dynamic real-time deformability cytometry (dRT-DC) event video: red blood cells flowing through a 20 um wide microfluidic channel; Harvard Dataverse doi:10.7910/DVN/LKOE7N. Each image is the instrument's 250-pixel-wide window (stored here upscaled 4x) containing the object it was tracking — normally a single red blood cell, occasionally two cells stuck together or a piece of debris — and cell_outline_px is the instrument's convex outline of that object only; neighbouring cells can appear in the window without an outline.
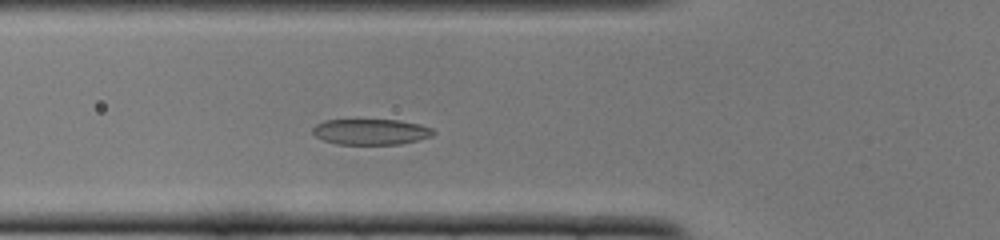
{"species": "common noctule bat (a hibernating species)", "species_latin": "Nyctalus noctula", "temperature_condition": "cold", "stored_images_in_passage": 35, "camera_frame_rate_fps": 3000, "um_per_image_px": 0.085, "animal": {"sex": "female", "body_mass_g": 22.0, "forearm_length_mm": 56.7}, "frame": {"image": 1, "passage_image": 12, "time_ms": 3.667, "image_size_px": [1000, 240], "cell_outline_px": [[436, 132], [432, 136], [400, 144], [336, 144], [324, 140], [316, 136], [312, 132], [312, 128], [316, 124], [324, 120], [400, 120], [420, 124], [432, 128]], "centroid_in_image_um": [31.53, 11.2], "position_along_channel_um": 94.3, "area_um2": 18.09}}
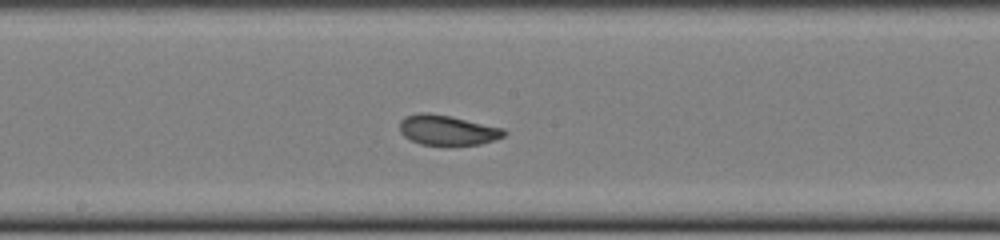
{"frame": {"image": 2, "passage_image": 21, "time_ms": 6.667, "image_size_px": [1000, 240], "cell_outline_px": [[508, 132], [504, 136], [480, 144], [420, 144], [404, 136], [400, 132], [400, 120], [404, 116], [420, 112], [428, 112], [452, 116], [504, 128]], "centroid_in_image_um": [38.02, 11.03], "position_along_channel_um": 210.2, "area_um2": 18.21}}
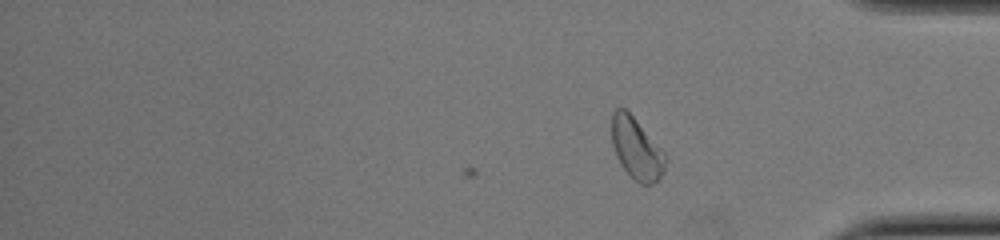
{"frame": {"image": 3, "passage_image": 35, "time_ms": 11.333, "image_size_px": [1000, 240], "cell_outline_px": [[668, 160], [664, 172], [652, 184], [640, 184], [620, 164], [616, 156], [612, 144], [612, 112], [616, 108], [624, 108], [636, 120], [668, 156]], "centroid_in_image_um": [54.12, 12.64], "position_along_channel_um": 381.1, "area_um2": 19.07}, "authors_computed_cell_mechanics": {"area_um2": 18.5538, "velocity_mm_per_s": 3.873, "shape_relaxation_time_tau1_ms": 3.9504, "shape_relaxation_time_tau2_ms": 1.2553, "deformation_change_tau1": 0.145, "deformation_change_tau2": 0.0629}}